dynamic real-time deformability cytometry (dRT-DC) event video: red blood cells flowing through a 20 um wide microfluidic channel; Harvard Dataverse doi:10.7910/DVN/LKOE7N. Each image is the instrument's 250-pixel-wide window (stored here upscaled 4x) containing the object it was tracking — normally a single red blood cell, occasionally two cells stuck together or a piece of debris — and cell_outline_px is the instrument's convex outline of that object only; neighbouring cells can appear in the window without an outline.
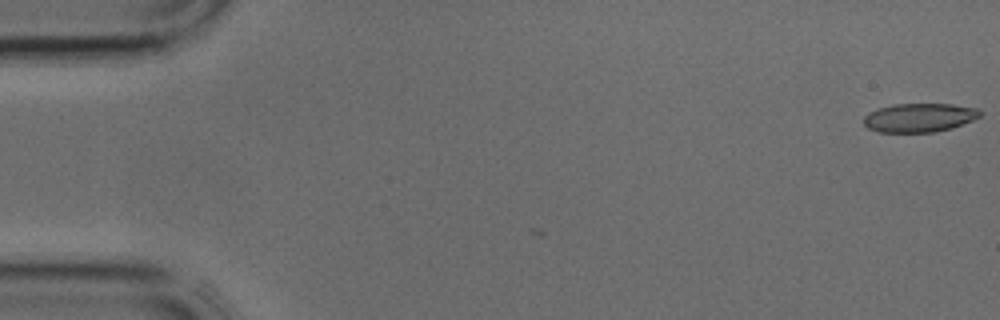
{"species": "common noctule bat (a hibernating species)", "species_latin": "Nyctalus noctula", "temperature_condition": "cold", "stored_images_in_passage": 3, "camera_frame_rate_fps": 3000, "um_per_image_px": 0.085, "animal": {"sex": "male", "body_mass_g": 17.9, "forearm_length_mm": 54.2}, "frame": {"image": 1, "passage_image": 1, "time_ms": 0.0, "image_size_px": [1000, 320], "cell_outline_px": [[980, 116], [972, 120], [952, 128], [936, 132], [876, 132], [868, 128], [864, 124], [864, 116], [868, 112], [876, 108], [892, 104], [952, 104], [980, 108]], "centroid_in_image_um": [78.12, 9.99], "position_along_channel_um": 6.9, "area_um2": 19.71}}